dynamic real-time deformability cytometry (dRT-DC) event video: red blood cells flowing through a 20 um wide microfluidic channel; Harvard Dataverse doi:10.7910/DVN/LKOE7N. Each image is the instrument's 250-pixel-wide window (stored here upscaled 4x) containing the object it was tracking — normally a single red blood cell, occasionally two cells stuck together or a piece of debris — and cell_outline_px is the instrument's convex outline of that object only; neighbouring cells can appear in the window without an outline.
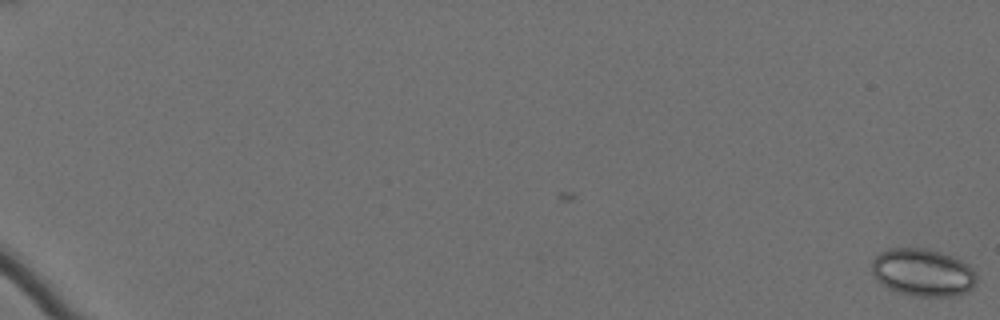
{"species": "Egyptian fruit bat (a non-hibernating species)", "species_latin": "Rousettus aegyptiacus", "temperature_condition": "cold", "stored_images_in_passage": 23, "camera_frame_rate_fps": 3000, "um_per_image_px": 0.085, "animal": {"sex": "female"}, "frame": {"image": 1, "passage_image": 1, "time_ms": 0.0, "image_size_px": [1000, 320], "cell_outline_px": [[976, 284], [972, 288], [964, 292], [948, 296], [916, 296], [900, 292], [888, 288], [880, 284], [876, 280], [872, 272], [872, 260], [880, 252], [888, 248], [928, 248], [960, 260], [968, 264], [976, 272]], "centroid_in_image_um": [78.41, 23.15], "position_along_channel_um": 6.6, "area_um2": 28.96}}